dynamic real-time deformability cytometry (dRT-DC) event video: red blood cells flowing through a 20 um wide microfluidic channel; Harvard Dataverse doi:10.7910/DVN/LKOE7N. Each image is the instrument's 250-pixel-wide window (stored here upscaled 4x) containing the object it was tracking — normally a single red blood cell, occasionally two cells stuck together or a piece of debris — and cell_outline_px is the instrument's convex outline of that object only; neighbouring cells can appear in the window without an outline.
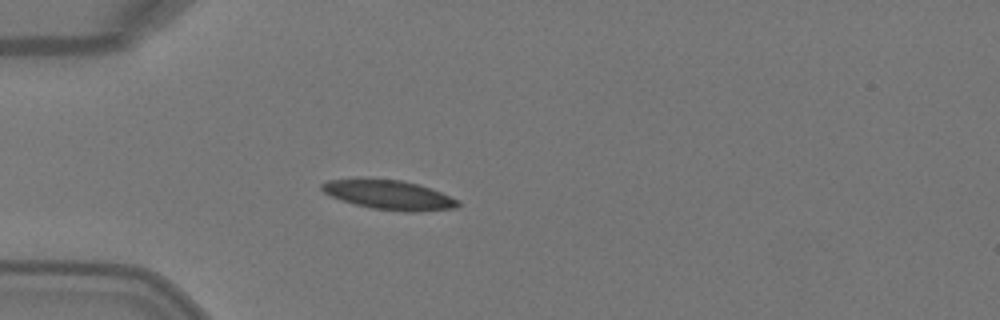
{"species": "Egyptian fruit bat (a non-hibernating species)", "species_latin": "Rousettus aegyptiacus", "temperature_condition": "warm", "stored_images_in_passage": 3, "camera_frame_rate_fps": 3000, "um_per_image_px": 0.085, "animal": {"sex": "female"}, "frame": {"image": 1, "passage_image": 3, "time_ms": 0.667, "image_size_px": [1000, 320], "cell_outline_px": [[460, 204], [456, 208], [412, 212], [404, 212], [372, 208], [356, 204], [332, 196], [324, 192], [320, 188], [320, 184], [328, 180], [400, 180], [416, 184], [440, 192], [460, 200]], "centroid_in_image_um": [33.12, 16.59], "position_along_channel_um": 51.9, "area_um2": 22.6}}